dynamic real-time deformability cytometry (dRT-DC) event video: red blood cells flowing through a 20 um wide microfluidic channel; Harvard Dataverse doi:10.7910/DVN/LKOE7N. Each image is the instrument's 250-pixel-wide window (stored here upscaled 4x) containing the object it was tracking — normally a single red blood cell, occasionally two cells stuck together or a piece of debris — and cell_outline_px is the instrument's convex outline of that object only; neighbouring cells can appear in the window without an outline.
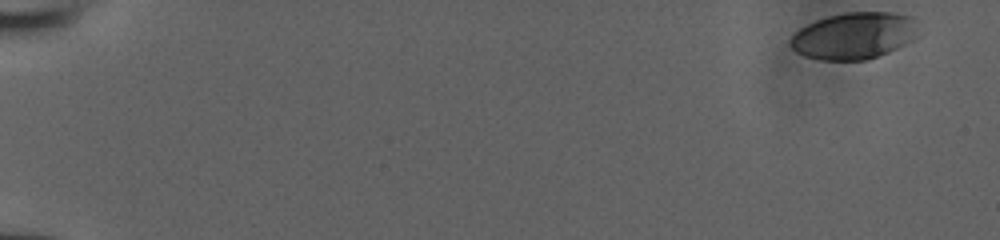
{"species": "human", "species_latin": "Homo sapiens", "temperature_condition": "room temperature", "stored_images_in_passage": 51, "camera_frame_rate_fps": 3000, "um_per_image_px": 0.085, "donor": {"sex": "male"}, "frame": {"image": 1, "passage_image": 1, "time_ms": 0.0, "image_size_px": [1000, 240], "cell_outline_px": [[916, 20], [912, 40], [888, 52], [868, 60], [820, 60], [804, 56], [796, 52], [788, 44], [788, 40], [800, 28], [816, 20], [828, 16], [848, 12], [888, 12], [912, 16]], "centroid_in_image_um": [72.53, 3.04], "position_along_channel_um": 12.5, "area_um2": 34.62}}
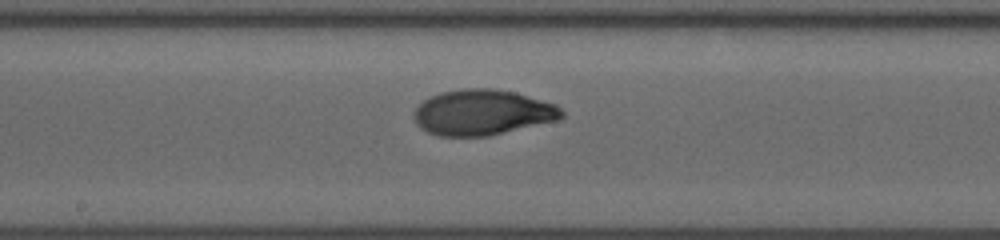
{"frame": {"image": 2, "passage_image": 29, "time_ms": 9.333, "image_size_px": [1000, 240], "cell_outline_px": [[564, 116], [560, 120], [488, 136], [436, 136], [420, 128], [416, 124], [412, 116], [412, 112], [424, 100], [440, 92], [464, 88], [492, 88], [516, 92], [556, 104], [564, 112]], "centroid_in_image_um": [41.01, 9.56], "position_along_channel_um": 207.2, "area_um2": 39.59}}
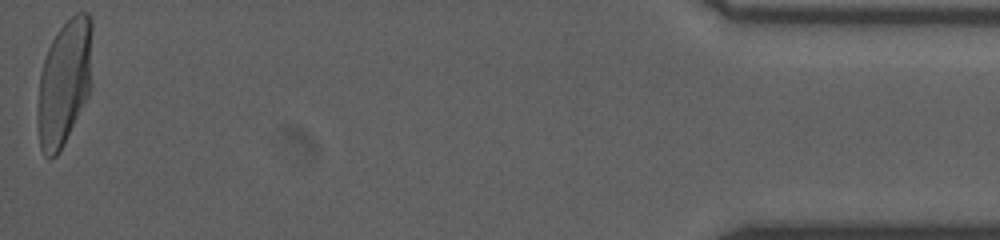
{"frame": {"image": 3, "passage_image": 51, "time_ms": 16.667, "image_size_px": [1000, 240], "cell_outline_px": [[92, 88], [88, 96], [56, 156], [52, 160], [48, 160], [44, 156], [40, 148], [36, 124], [36, 112], [40, 72], [48, 48], [52, 40], [60, 28], [76, 12], [88, 12], [92, 16]], "centroid_in_image_um": [5.46, 7.01], "position_along_channel_um": 429.7, "area_um2": 40.75}}